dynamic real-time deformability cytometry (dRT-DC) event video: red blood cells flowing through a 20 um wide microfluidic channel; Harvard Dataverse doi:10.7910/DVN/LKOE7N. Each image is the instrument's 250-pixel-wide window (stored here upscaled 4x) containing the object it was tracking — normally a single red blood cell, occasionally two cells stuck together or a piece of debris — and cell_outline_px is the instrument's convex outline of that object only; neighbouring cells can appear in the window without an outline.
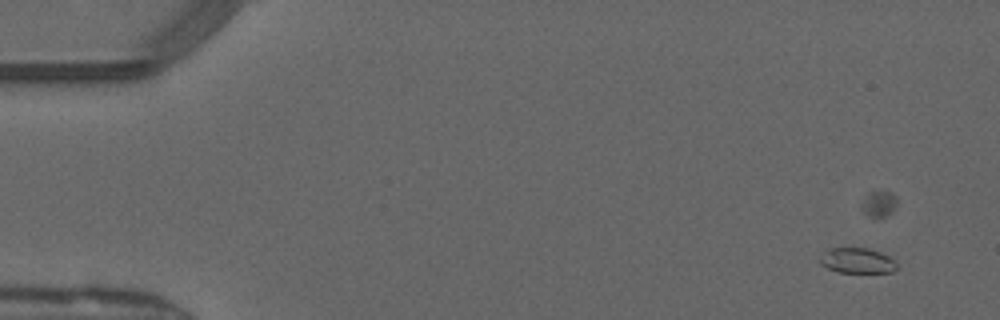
{"species": "common noctule bat (a hibernating species)", "species_latin": "Nyctalus noctula", "temperature_condition": "warm", "stored_images_in_passage": 49, "camera_frame_rate_fps": 3000, "um_per_image_px": 0.085, "animal": {"sex": "male", "forearm_length_mm": 52.5}, "frame": {"image": 1, "passage_image": 1, "time_ms": 0.0, "image_size_px": [1000, 320], "cell_outline_px": [[896, 268], [892, 272], [840, 272], [828, 268], [820, 264], [820, 256], [832, 248], [868, 248], [880, 252], [888, 256], [896, 264]], "centroid_in_image_um": [72.85, 22.15], "position_along_channel_um": 12.1, "area_um2": 11.04}}
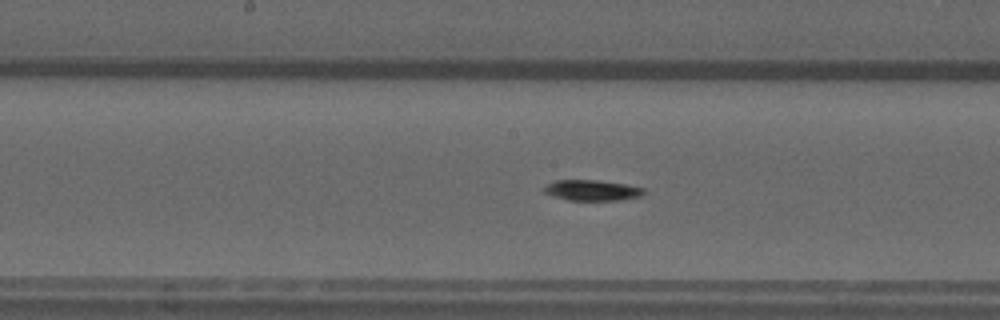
{"frame": {"image": 2, "passage_image": 24, "time_ms": 7.667, "image_size_px": [1000, 320], "cell_outline_px": [[644, 192], [640, 196], [620, 200], [568, 200], [544, 192], [544, 188], [548, 184], [556, 180], [600, 180], [624, 184], [644, 188]], "centroid_in_image_um": [50.34, 16.17], "position_along_channel_um": 197.9, "area_um2": 11.79}}
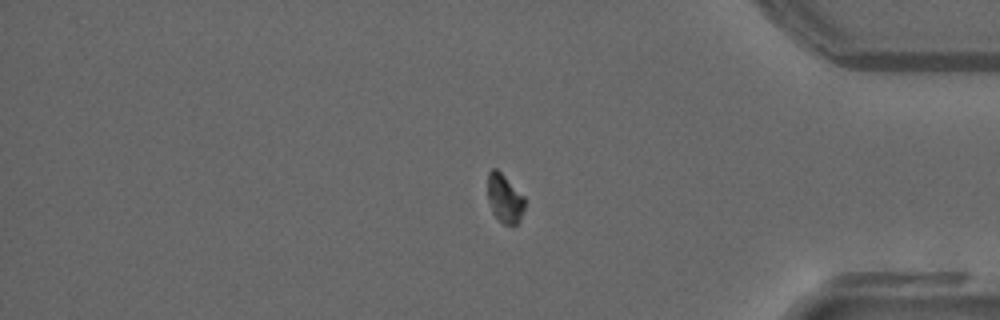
{"frame": {"image": 3, "passage_image": 40, "time_ms": 13.0, "image_size_px": [1000, 320], "cell_outline_px": [[524, 208], [520, 220], [516, 224], [504, 224], [492, 212], [488, 200], [488, 172], [492, 168], [496, 168], [524, 196]], "centroid_in_image_um": [42.88, 16.86], "position_along_channel_um": 392.3, "area_um2": 10.29}, "authors_computed_cell_mechanics": {"area_um2": 11.9068, "velocity_mm_per_s": 4.1021, "shape_relaxation_time_tau1_ms": 2.2467, "shape_relaxation_time_tau2_ms": null, "deformation_change_tau1": 0.1455, "deformation_change_tau2": null}}